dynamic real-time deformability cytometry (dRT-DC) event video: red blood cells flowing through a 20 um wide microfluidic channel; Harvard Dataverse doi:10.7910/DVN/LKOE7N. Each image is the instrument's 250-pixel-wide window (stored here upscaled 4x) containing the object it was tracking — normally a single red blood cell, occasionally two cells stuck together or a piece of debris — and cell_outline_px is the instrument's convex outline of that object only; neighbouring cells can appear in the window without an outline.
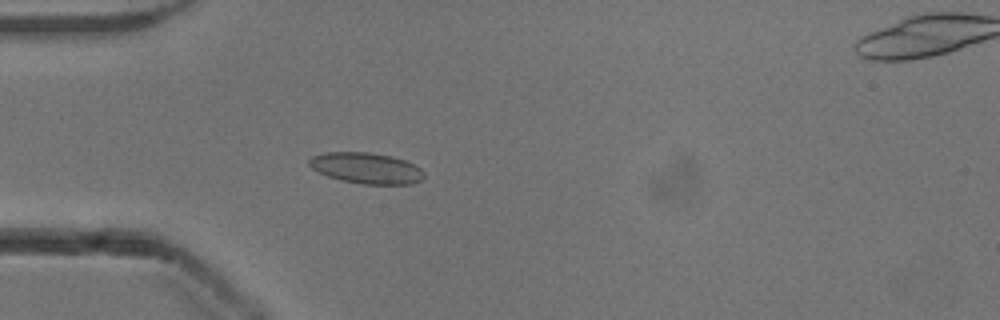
{"species": "common noctule bat (a hibernating species)", "species_latin": "Nyctalus noctula", "temperature_condition": "cold", "stored_images_in_passage": 38, "camera_frame_rate_fps": 3000, "um_per_image_px": 0.085, "animal": {"sex": "male", "body_mass_g": 13.3}, "frame": {"image": 1, "passage_image": 9, "time_ms": 2.667, "image_size_px": [1000, 320], "cell_outline_px": [[424, 176], [420, 180], [412, 184], [360, 184], [340, 180], [328, 176], [312, 168], [308, 164], [308, 160], [312, 156], [324, 152], [368, 152], [392, 156], [404, 160], [420, 168], [424, 172]], "centroid_in_image_um": [31.12, 14.29], "position_along_channel_um": 53.9, "area_um2": 20.69}}
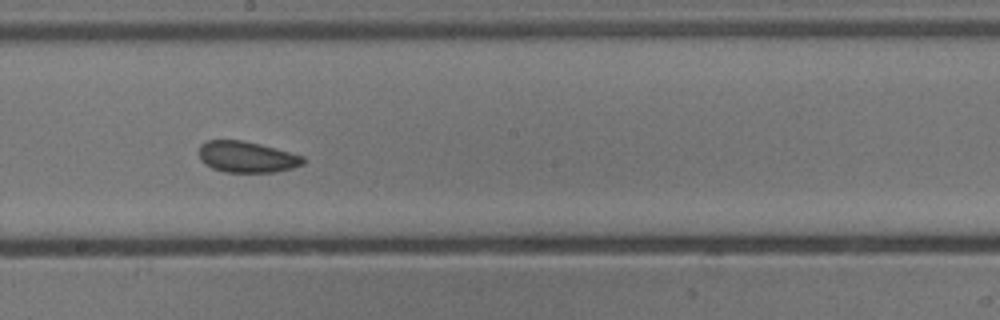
{"frame": {"image": 2, "passage_image": 23, "time_ms": 7.333, "image_size_px": [1000, 320], "cell_outline_px": [[304, 164], [292, 168], [276, 172], [224, 172], [212, 168], [204, 164], [200, 160], [200, 144], [208, 140], [240, 140], [260, 144], [304, 156]], "centroid_in_image_um": [20.97, 13.34], "position_along_channel_um": 227.2, "area_um2": 18.9}}
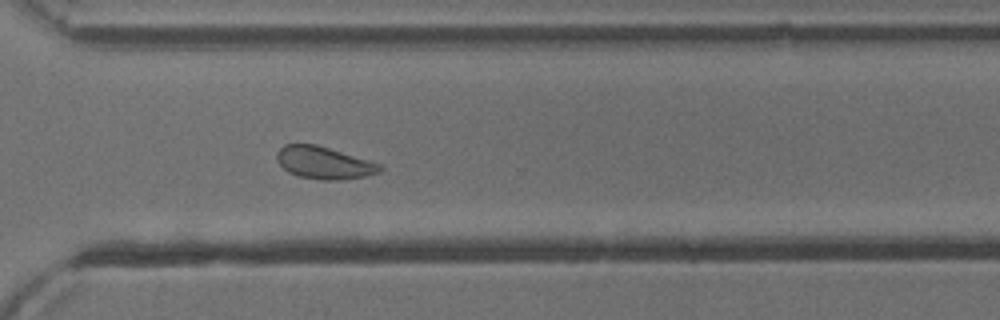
{"frame": {"image": 3, "passage_image": 32, "time_ms": 10.333, "image_size_px": [1000, 320], "cell_outline_px": [[384, 168], [380, 172], [364, 176], [336, 180], [320, 180], [300, 176], [288, 172], [276, 160], [276, 152], [284, 144], [316, 144], [380, 164]], "centroid_in_image_um": [27.5, 13.83], "position_along_channel_um": 343.1, "area_um2": 19.19}, "authors_computed_cell_mechanics": {"area_um2": 19.2474, "velocity_mm_per_s": 3.8713, "shape_relaxation_time_tau1_ms": 7.6687, "shape_relaxation_time_tau2_ms": 2.307, "deformation_change_tau1": 0.1061, "deformation_change_tau2": 0.0669}}